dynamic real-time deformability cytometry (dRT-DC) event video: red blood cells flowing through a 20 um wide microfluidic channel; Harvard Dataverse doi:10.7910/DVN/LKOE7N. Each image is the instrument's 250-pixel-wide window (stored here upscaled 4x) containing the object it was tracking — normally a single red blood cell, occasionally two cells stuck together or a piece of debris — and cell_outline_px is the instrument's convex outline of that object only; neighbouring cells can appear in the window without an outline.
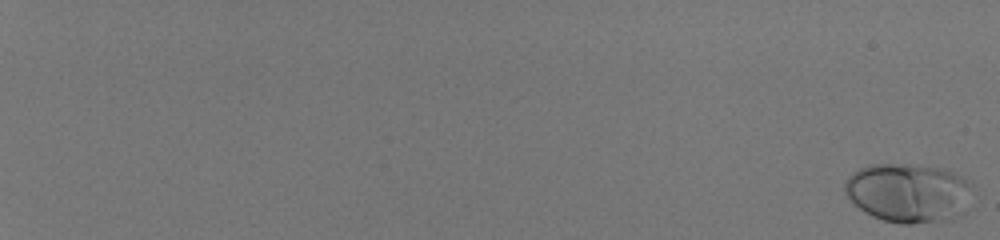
{"species": "human", "species_latin": "Homo sapiens", "temperature_condition": "room temperature", "stored_images_in_passage": 59, "segment_of_instrument_passage": [1, 2], "camera_frame_rate_fps": 3000, "um_per_image_px": 0.085, "donor": {"sex": "male"}, "frame": {"image": 1, "passage_image": 1, "time_ms": 0.0, "image_size_px": [1000, 240], "cell_outline_px": [[972, 184], [964, 212], [956, 216], [912, 224], [900, 224], [884, 220], [872, 216], [860, 208], [844, 192], [844, 180], [852, 172], [868, 164], [908, 164], [944, 168], [952, 172]], "centroid_in_image_um": [77.15, 16.36], "position_along_channel_um": 7.8, "area_um2": 43.52}}
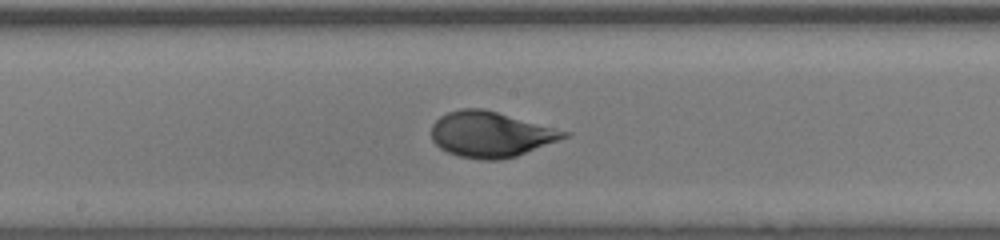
{"frame": {"image": 2, "passage_image": 38, "time_ms": 12.333, "image_size_px": [1000, 240], "cell_outline_px": [[572, 132], [568, 136], [516, 156], [500, 160], [480, 160], [460, 156], [448, 152], [440, 148], [432, 140], [432, 124], [440, 116], [448, 112], [460, 108], [484, 108]], "centroid_in_image_um": [41.7, 11.41], "position_along_channel_um": 206.5, "area_um2": 35.2}}
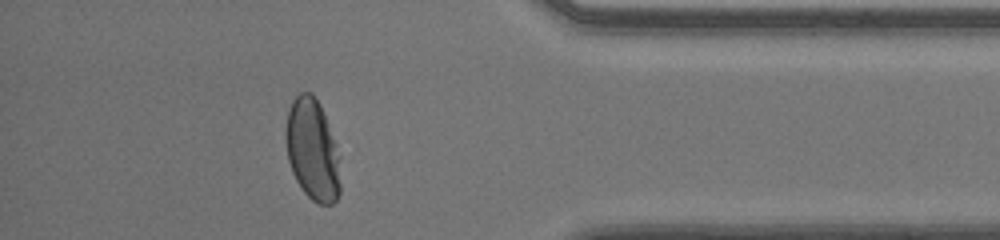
{"frame": {"image": 3, "passage_image": 54, "time_ms": 17.667, "image_size_px": [1000, 240], "cell_outline_px": [[340, 192], [336, 200], [332, 204], [316, 204], [304, 192], [296, 180], [292, 172], [288, 160], [284, 140], [284, 132], [288, 108], [292, 100], [300, 92], [312, 92], [320, 104], [336, 144], [340, 156]], "centroid_in_image_um": [26.54, 12.73], "position_along_channel_um": 408.7, "area_um2": 32.89}}